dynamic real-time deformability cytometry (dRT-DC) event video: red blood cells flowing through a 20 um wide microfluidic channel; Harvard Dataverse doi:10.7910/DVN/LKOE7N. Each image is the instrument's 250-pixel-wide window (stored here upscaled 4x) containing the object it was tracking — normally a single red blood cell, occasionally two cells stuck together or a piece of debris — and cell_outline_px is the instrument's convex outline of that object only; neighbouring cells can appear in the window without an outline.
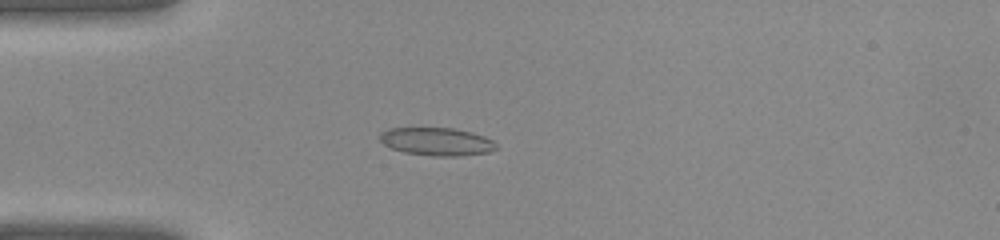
{"species": "common noctule bat (a hibernating species)", "species_latin": "Nyctalus noctula", "temperature_condition": "warm", "stored_images_in_passage": 41, "camera_frame_rate_fps": 3000, "um_per_image_px": 0.085, "animal": {"sex": "female", "body_mass_g": 22.0, "forearm_length_mm": 56.7}, "frame": {"image": 1, "passage_image": 12, "time_ms": 3.667, "image_size_px": [1000, 240], "cell_outline_px": [[496, 148], [488, 152], [460, 156], [432, 156], [404, 152], [392, 148], [384, 144], [376, 136], [380, 132], [388, 128], [452, 128], [472, 132], [484, 136], [492, 140], [496, 144]], "centroid_in_image_um": [37.08, 12.03], "position_along_channel_um": 47.9, "area_um2": 19.02}}
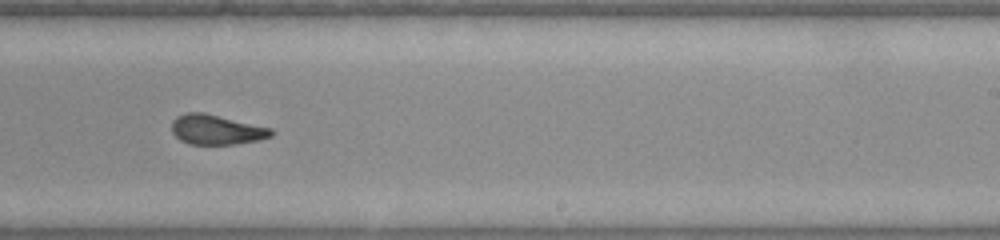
{"frame": {"image": 2, "passage_image": 26, "time_ms": 8.333, "image_size_px": [1000, 240], "cell_outline_px": [[276, 132], [272, 136], [260, 140], [236, 144], [188, 144], [180, 140], [172, 132], [172, 120], [176, 116], [184, 112], [204, 112], [272, 128]], "centroid_in_image_um": [18.41, 11.01], "position_along_channel_um": 270.6, "area_um2": 17.57}}
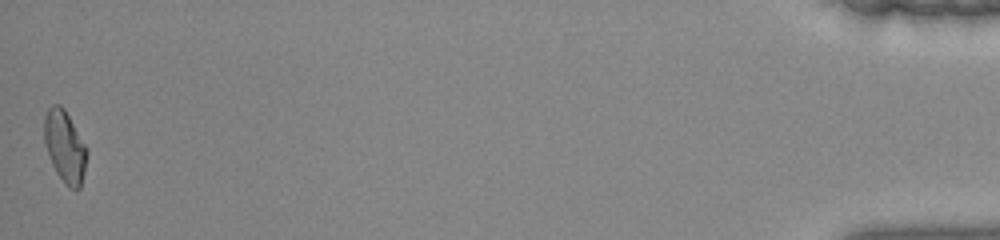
{"frame": {"image": 3, "passage_image": 41, "time_ms": 13.333, "image_size_px": [1000, 240], "cell_outline_px": [[88, 152], [80, 188], [76, 192], [68, 188], [64, 184], [56, 172], [52, 164], [44, 140], [44, 116], [48, 108], [52, 104], [60, 104], [64, 108], [88, 148]], "centroid_in_image_um": [5.52, 12.47], "position_along_channel_um": 429.7, "area_um2": 18.03}}